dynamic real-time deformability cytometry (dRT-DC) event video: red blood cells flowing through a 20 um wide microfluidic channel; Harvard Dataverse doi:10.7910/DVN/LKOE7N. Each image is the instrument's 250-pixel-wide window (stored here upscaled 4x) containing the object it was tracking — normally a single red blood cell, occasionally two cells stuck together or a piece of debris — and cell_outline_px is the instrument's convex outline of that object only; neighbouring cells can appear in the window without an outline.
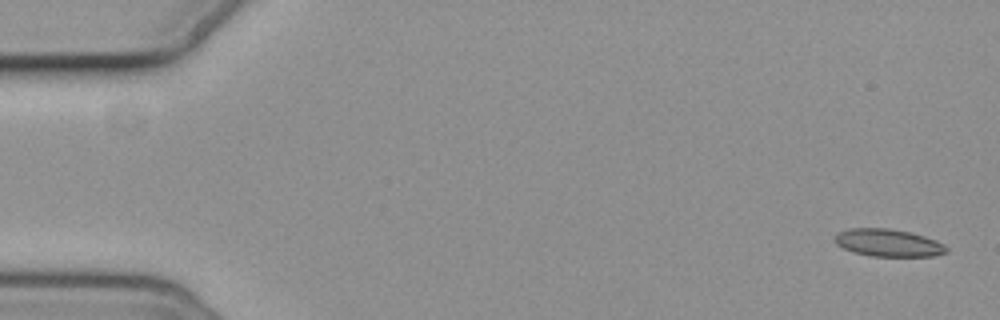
{"species": "common noctule bat (a hibernating species)", "species_latin": "Nyctalus noctula", "temperature_condition": "cold", "stored_images_in_passage": 4, "camera_frame_rate_fps": 3000, "um_per_image_px": 0.085, "animal": {"sex": "female", "body_mass_g": 19.3, "forearm_length_mm": 54.1}, "frame": {"image": 1, "passage_image": 1, "time_ms": 0.0, "image_size_px": [1000, 320], "cell_outline_px": [[948, 252], [936, 256], [872, 256], [852, 252], [836, 244], [832, 240], [836, 232], [848, 228], [888, 228], [908, 232], [924, 236], [936, 240], [944, 244], [948, 248]], "centroid_in_image_um": [75.47, 20.64], "position_along_channel_um": 9.5, "area_um2": 18.09}}